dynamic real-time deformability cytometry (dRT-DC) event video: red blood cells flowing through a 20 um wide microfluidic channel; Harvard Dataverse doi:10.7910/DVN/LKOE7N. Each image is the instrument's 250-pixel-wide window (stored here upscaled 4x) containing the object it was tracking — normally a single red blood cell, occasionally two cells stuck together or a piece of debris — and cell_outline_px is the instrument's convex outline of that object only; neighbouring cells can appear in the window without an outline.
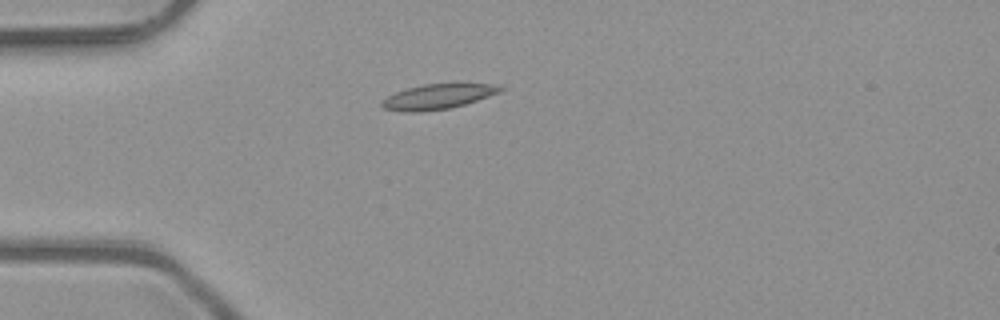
{"species": "common noctule bat (a hibernating species)", "species_latin": "Nyctalus noctula", "temperature_condition": "room temperature", "stored_images_in_passage": 1, "camera_frame_rate_fps": 3000, "um_per_image_px": 0.085, "animal": {"sex": "male", "body_mass_g": 23.1, "forearm_length_mm": 52.7}, "frame": {"image": 1, "passage_image": 1, "time_ms": 0.0, "image_size_px": [1000, 320], "cell_outline_px": [[504, 88], [500, 92], [464, 104], [448, 108], [420, 112], [404, 112], [384, 108], [380, 104], [380, 100], [396, 92], [408, 88], [424, 84], [500, 84]], "centroid_in_image_um": [37.19, 8.21], "position_along_channel_um": 47.8, "area_um2": 17.05}}